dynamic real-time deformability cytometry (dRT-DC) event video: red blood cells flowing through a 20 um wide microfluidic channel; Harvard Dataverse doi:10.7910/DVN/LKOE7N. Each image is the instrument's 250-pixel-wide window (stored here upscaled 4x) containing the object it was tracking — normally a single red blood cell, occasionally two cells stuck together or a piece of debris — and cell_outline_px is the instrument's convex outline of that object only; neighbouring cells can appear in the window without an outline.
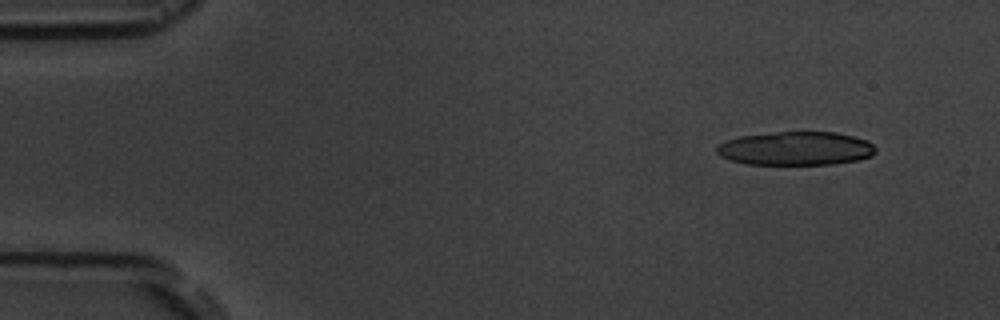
{"species": "common noctule bat (a hibernating species)", "species_latin": "Nyctalus noctula", "temperature_condition": "room temperature", "stored_images_in_passage": 6, "camera_frame_rate_fps": 3000, "um_per_image_px": 0.085, "animal": {"sex": "male", "body_mass_g": 19.5, "forearm_length_mm": 54.6}, "frame": {"image": 1, "passage_image": 2, "time_ms": 1.333, "image_size_px": [1000, 320], "cell_outline_px": [[876, 152], [872, 156], [860, 160], [836, 164], [744, 164], [720, 156], [716, 152], [716, 144], [724, 140], [740, 136], [776, 132], [836, 132], [868, 140], [876, 148]], "centroid_in_image_um": [67.64, 12.62], "position_along_channel_um": 17.4, "area_um2": 31.44}}